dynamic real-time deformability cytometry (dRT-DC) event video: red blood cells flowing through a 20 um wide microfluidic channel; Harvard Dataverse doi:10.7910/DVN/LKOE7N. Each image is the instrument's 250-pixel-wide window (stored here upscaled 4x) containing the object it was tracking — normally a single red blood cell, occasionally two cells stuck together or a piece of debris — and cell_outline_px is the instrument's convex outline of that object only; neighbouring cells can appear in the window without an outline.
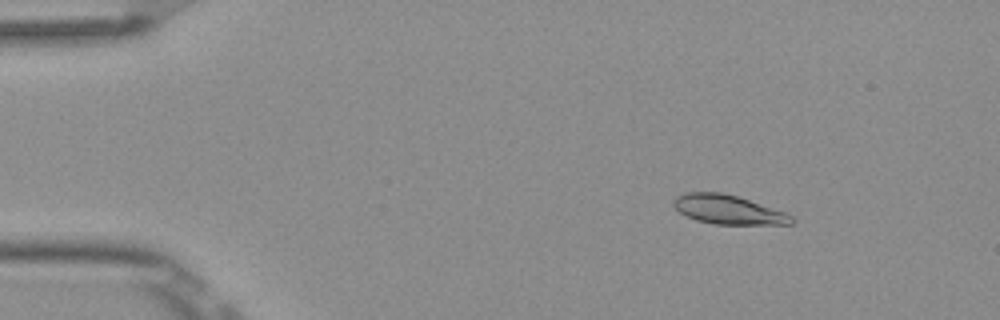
{"species": "Egyptian fruit bat (a non-hibernating species)", "species_latin": "Rousettus aegyptiacus", "temperature_condition": "room temperature", "stored_images_in_passage": 6, "camera_frame_rate_fps": 3000, "um_per_image_px": 0.085, "frame": {"image": 1, "passage_image": 3, "time_ms": 0.667, "image_size_px": [1000, 320], "cell_outline_px": [[796, 220], [792, 224], [712, 224], [696, 220], [680, 212], [672, 204], [672, 200], [676, 196], [684, 192], [720, 192], [736, 196], [784, 212], [792, 216]], "centroid_in_image_um": [61.85, 17.82], "position_along_channel_um": 23.1, "area_um2": 19.83}}
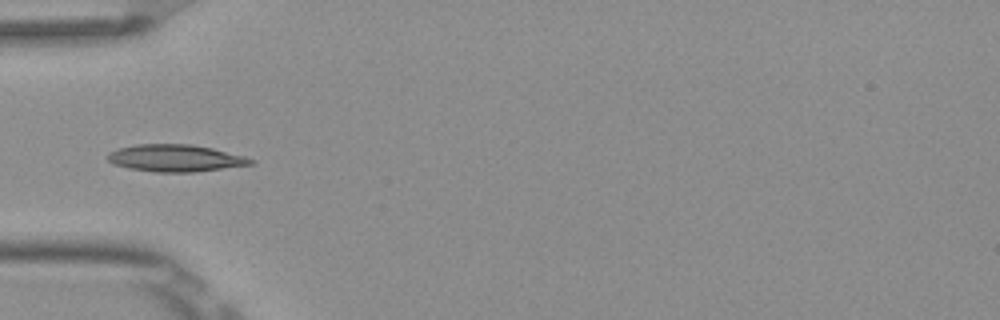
{"frame": {"image": 2, "passage_image": 6, "time_ms": 1.667, "image_size_px": [1000, 320], "cell_outline_px": [[256, 164], [192, 172], [156, 172], [128, 168], [112, 164], [108, 160], [108, 152], [120, 148], [136, 144], [192, 144], [212, 148], [244, 156], [256, 160]], "centroid_in_image_um": [14.92, 13.44], "position_along_channel_um": 70.1, "area_um2": 22.6}}